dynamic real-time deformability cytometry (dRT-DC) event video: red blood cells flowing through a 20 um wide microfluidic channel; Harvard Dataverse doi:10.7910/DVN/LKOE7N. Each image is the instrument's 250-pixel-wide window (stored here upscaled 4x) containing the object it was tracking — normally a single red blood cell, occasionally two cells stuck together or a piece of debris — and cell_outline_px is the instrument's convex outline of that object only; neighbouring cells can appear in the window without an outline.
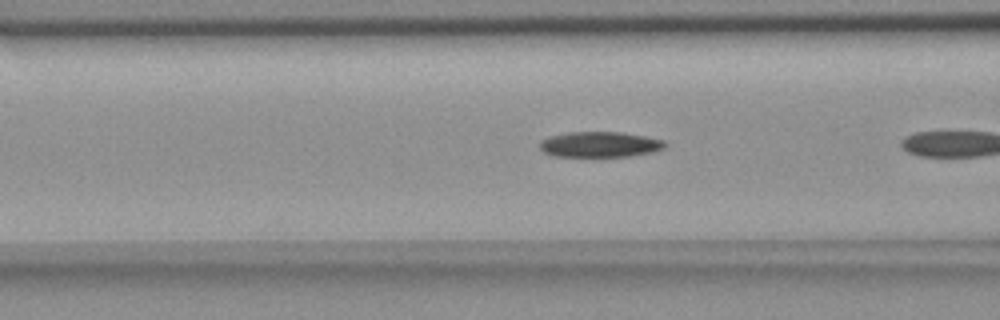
{"species": "common noctule bat (a hibernating species)", "species_latin": "Nyctalus noctula", "temperature_condition": "room temperature", "stored_images_in_passage": 5, "camera_frame_rate_fps": 3000, "um_per_image_px": 0.085, "animal": {"sex": "female", "body_mass_g": 18.4}, "frame": {"image": 1, "passage_image": 4, "time_ms": 1.0, "image_size_px": [1000, 320], "cell_outline_px": [[668, 144], [664, 148], [652, 152], [628, 156], [552, 156], [544, 152], [540, 148], [540, 140], [548, 136], [568, 132], [620, 132], [644, 136], [664, 140]], "centroid_in_image_um": [50.97, 12.27], "position_along_channel_um": 115.6, "area_um2": 18.61}}